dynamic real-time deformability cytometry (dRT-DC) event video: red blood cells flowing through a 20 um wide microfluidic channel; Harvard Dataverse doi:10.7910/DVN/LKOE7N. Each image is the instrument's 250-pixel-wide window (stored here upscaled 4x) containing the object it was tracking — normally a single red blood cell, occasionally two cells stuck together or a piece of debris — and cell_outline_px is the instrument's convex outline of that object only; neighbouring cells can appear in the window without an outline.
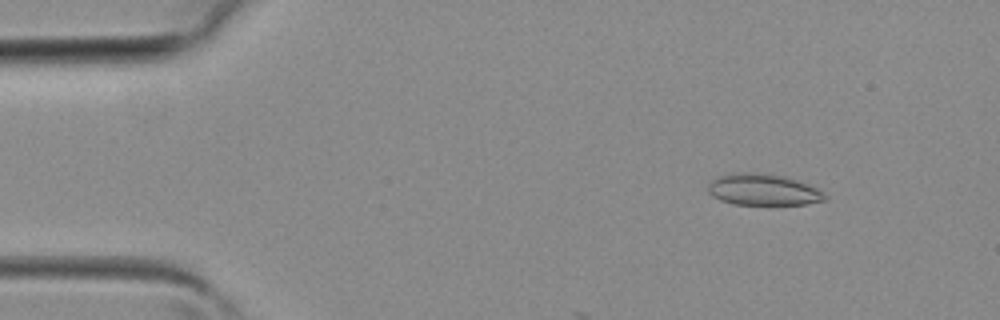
{"species": "common noctule bat (a hibernating species)", "species_latin": "Nyctalus noctula", "temperature_condition": "room temperature", "stored_images_in_passage": 6, "camera_frame_rate_fps": 3000, "um_per_image_px": 0.085, "animal": {"sex": "female", "body_mass_g": 19.3, "forearm_length_mm": 54.1}, "frame": {"image": 1, "passage_image": 2, "time_ms": 0.333, "image_size_px": [1000, 320], "cell_outline_px": [[828, 200], [808, 204], [736, 204], [720, 200], [712, 196], [708, 192], [708, 184], [716, 176], [728, 172], [752, 172], [784, 176], [808, 184], [824, 192], [828, 196]], "centroid_in_image_um": [64.86, 16.11], "position_along_channel_um": 20.1, "area_um2": 21.62}}